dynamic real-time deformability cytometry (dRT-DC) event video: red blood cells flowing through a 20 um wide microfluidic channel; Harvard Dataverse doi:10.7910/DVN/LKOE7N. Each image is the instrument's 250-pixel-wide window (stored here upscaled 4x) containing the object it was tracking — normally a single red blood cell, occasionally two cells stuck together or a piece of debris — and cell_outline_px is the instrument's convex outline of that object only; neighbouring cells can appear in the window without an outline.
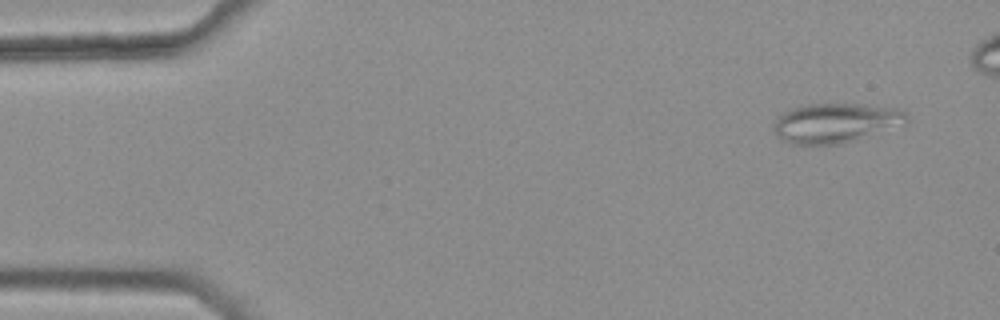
{"species": "common noctule bat (a hibernating species)", "species_latin": "Nyctalus noctula", "temperature_condition": "warm", "stored_images_in_passage": 5, "camera_frame_rate_fps": 3000, "um_per_image_px": 0.085, "animal": {"sex": "female", "body_mass_g": 25.1}, "frame": {"image": 1, "passage_image": 1, "time_ms": 0.0, "image_size_px": [1000, 320], "cell_outline_px": [[904, 124], [840, 144], [792, 144], [784, 140], [776, 132], [776, 120], [784, 112], [792, 108], [808, 104], [856, 104], [896, 108], [904, 112]], "centroid_in_image_um": [71.0, 10.44], "position_along_channel_um": 14.0, "area_um2": 29.59}}